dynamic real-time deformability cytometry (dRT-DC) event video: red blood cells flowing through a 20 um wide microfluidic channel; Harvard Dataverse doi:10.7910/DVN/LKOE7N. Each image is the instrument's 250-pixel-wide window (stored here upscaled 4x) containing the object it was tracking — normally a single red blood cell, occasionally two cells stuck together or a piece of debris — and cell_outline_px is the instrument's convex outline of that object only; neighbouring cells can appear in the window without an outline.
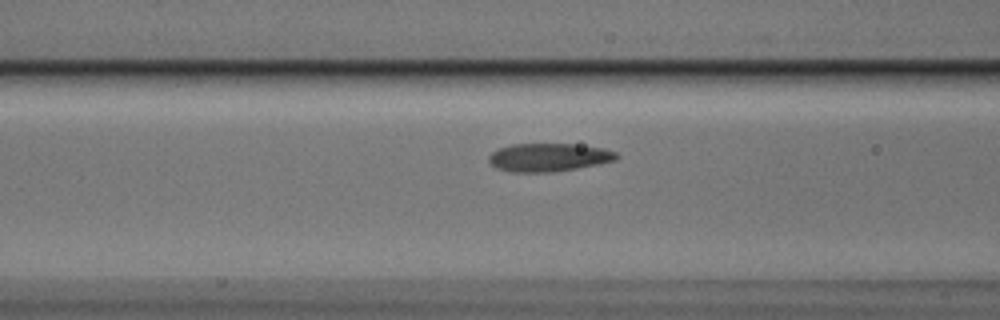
{"species": "Egyptian fruit bat (a non-hibernating species)", "species_latin": "Rousettus aegyptiacus", "temperature_condition": "cold", "stored_images_in_passage": 41, "camera_frame_rate_fps": 3000, "um_per_image_px": 0.085, "animal": {"sex": "male"}, "frame": {"image": 1, "passage_image": 14, "time_ms": 4.333, "image_size_px": [1000, 320], "cell_outline_px": [[620, 156], [616, 160], [600, 164], [552, 172], [512, 172], [496, 168], [488, 160], [488, 156], [492, 152], [500, 148], [512, 144], [572, 144], [604, 148], [616, 152]], "centroid_in_image_um": [46.65, 13.37], "position_along_channel_um": 119.9, "area_um2": 20.98}}
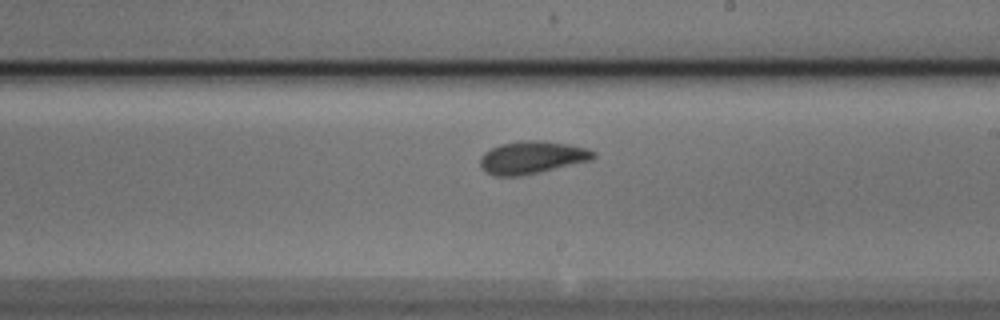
{"frame": {"image": 2, "passage_image": 24, "time_ms": 7.667, "image_size_px": [1000, 320], "cell_outline_px": [[596, 156], [592, 160], [540, 172], [520, 176], [492, 176], [484, 172], [480, 168], [480, 156], [484, 152], [500, 144], [520, 140], [544, 140], [568, 144], [588, 148], [596, 152]], "centroid_in_image_um": [45.2, 13.38], "position_along_channel_um": 243.8, "area_um2": 21.91}}
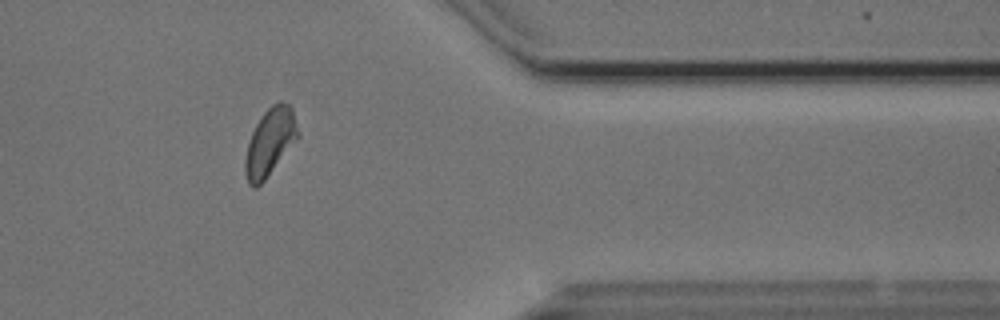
{"frame": {"image": 3, "passage_image": 37, "time_ms": 12.0, "image_size_px": [1000, 320], "cell_outline_px": [[300, 136], [264, 180], [256, 188], [252, 188], [248, 184], [244, 172], [244, 160], [248, 144], [252, 132], [256, 124], [264, 112], [272, 104], [280, 100], [288, 104], [292, 108], [300, 132]], "centroid_in_image_um": [22.95, 12.07], "position_along_channel_um": 388.4, "area_um2": 20.75}, "authors_computed_cell_mechanics": {"area_um2": 20.6346, "velocity_mm_per_s": 3.7289, "shape_relaxation_time_tau1_ms": 3.3706, "shape_relaxation_time_tau2_ms": 1.6776, "deformation_change_tau1": 0.1052, "deformation_change_tau2": 0.0512}}